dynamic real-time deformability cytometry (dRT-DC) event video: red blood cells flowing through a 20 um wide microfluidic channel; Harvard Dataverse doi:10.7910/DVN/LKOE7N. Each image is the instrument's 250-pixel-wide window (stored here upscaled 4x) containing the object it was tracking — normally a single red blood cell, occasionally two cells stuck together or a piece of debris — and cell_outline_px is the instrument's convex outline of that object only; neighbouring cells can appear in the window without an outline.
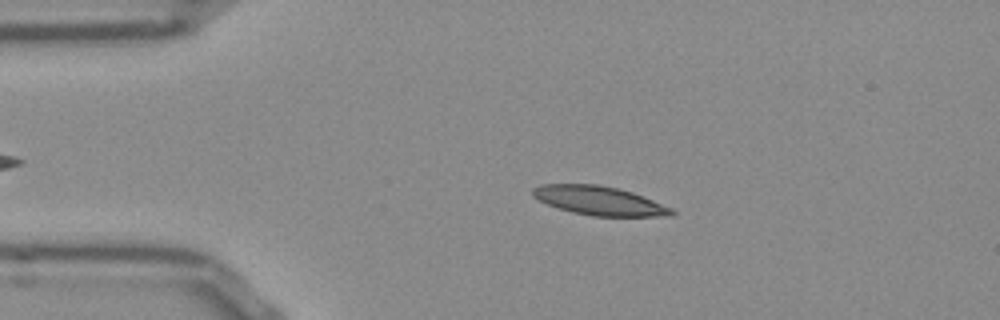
{"species": "Egyptian fruit bat (a non-hibernating species)", "species_latin": "Rousettus aegyptiacus", "temperature_condition": "room temperature", "stored_images_in_passage": 46, "camera_frame_rate_fps": 3000, "um_per_image_px": 0.085, "frame": {"image": 1, "passage_image": 10, "time_ms": 3.0, "image_size_px": [1000, 320], "cell_outline_px": [[676, 212], [672, 216], [592, 216], [572, 212], [548, 204], [532, 196], [532, 188], [540, 184], [596, 184], [616, 188], [632, 192], [672, 208]], "centroid_in_image_um": [50.93, 17.06], "position_along_channel_um": 34.1, "area_um2": 23.24}}
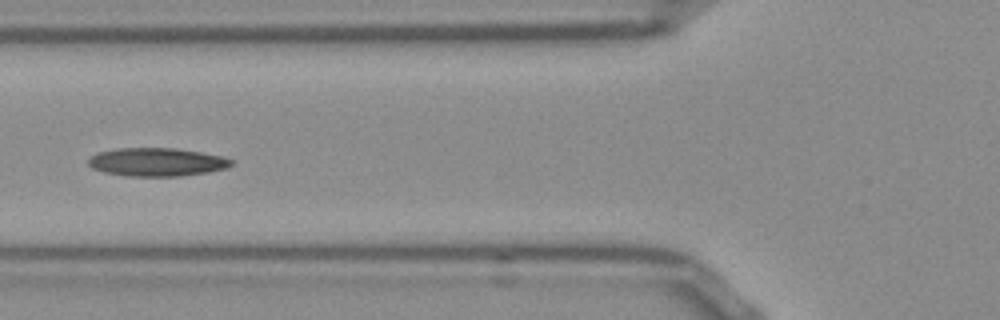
{"frame": {"image": 2, "passage_image": 19, "time_ms": 6.0, "image_size_px": [1000, 320], "cell_outline_px": [[232, 164], [228, 168], [208, 172], [180, 176], [124, 176], [104, 172], [92, 168], [88, 164], [88, 160], [92, 156], [100, 152], [120, 148], [176, 148], [200, 152], [220, 156], [232, 160]], "centroid_in_image_um": [13.33, 13.78], "position_along_channel_um": 112.5, "area_um2": 23.47}}
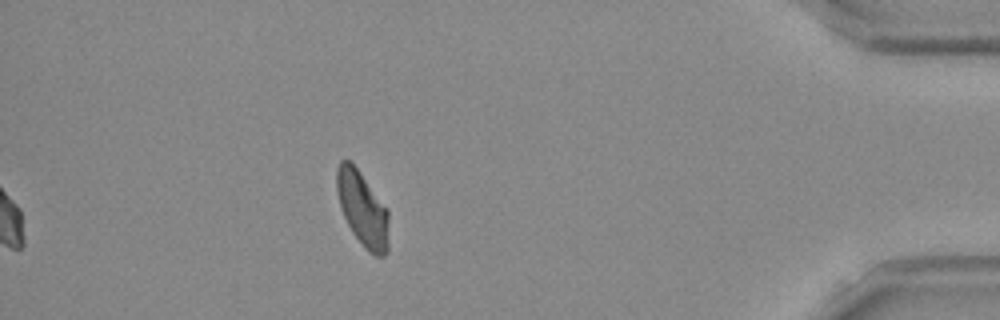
{"frame": {"image": 3, "passage_image": 46, "time_ms": 15.0, "image_size_px": [1000, 320], "cell_outline_px": [[388, 252], [384, 256], [376, 256], [368, 252], [364, 248], [352, 232], [340, 208], [336, 188], [336, 168], [340, 160], [348, 160], [360, 172], [388, 212]], "centroid_in_image_um": [30.79, 17.79], "position_along_channel_um": 404.4, "area_um2": 22.43}, "authors_computed_cell_mechanics": {"area_um2": 22.7154, "velocity_mm_per_s": 3.8197, "shape_relaxation_time_tau1_ms": null, "shape_relaxation_time_tau2_ms": 10.7193, "deformation_change_tau1": null, "deformation_change_tau2": 0.1873}}